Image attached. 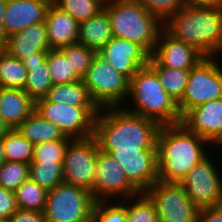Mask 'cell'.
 Instances as JSON below:
<instances>
[{
	"label": "cell",
	"mask_w": 222,
	"mask_h": 222,
	"mask_svg": "<svg viewBox=\"0 0 222 222\" xmlns=\"http://www.w3.org/2000/svg\"><path fill=\"white\" fill-rule=\"evenodd\" d=\"M29 179V164L5 161L0 166V186L14 192L24 181Z\"/></svg>",
	"instance_id": "35"
},
{
	"label": "cell",
	"mask_w": 222,
	"mask_h": 222,
	"mask_svg": "<svg viewBox=\"0 0 222 222\" xmlns=\"http://www.w3.org/2000/svg\"><path fill=\"white\" fill-rule=\"evenodd\" d=\"M28 69L20 59L0 49V87L24 89Z\"/></svg>",
	"instance_id": "27"
},
{
	"label": "cell",
	"mask_w": 222,
	"mask_h": 222,
	"mask_svg": "<svg viewBox=\"0 0 222 222\" xmlns=\"http://www.w3.org/2000/svg\"><path fill=\"white\" fill-rule=\"evenodd\" d=\"M11 128L4 122V120L0 116V138H4Z\"/></svg>",
	"instance_id": "44"
},
{
	"label": "cell",
	"mask_w": 222,
	"mask_h": 222,
	"mask_svg": "<svg viewBox=\"0 0 222 222\" xmlns=\"http://www.w3.org/2000/svg\"><path fill=\"white\" fill-rule=\"evenodd\" d=\"M17 209L14 192L0 186V221H7Z\"/></svg>",
	"instance_id": "39"
},
{
	"label": "cell",
	"mask_w": 222,
	"mask_h": 222,
	"mask_svg": "<svg viewBox=\"0 0 222 222\" xmlns=\"http://www.w3.org/2000/svg\"><path fill=\"white\" fill-rule=\"evenodd\" d=\"M44 23L50 49H60L77 43L79 23L52 3L47 9Z\"/></svg>",
	"instance_id": "20"
},
{
	"label": "cell",
	"mask_w": 222,
	"mask_h": 222,
	"mask_svg": "<svg viewBox=\"0 0 222 222\" xmlns=\"http://www.w3.org/2000/svg\"><path fill=\"white\" fill-rule=\"evenodd\" d=\"M6 161L3 138H0V166Z\"/></svg>",
	"instance_id": "45"
},
{
	"label": "cell",
	"mask_w": 222,
	"mask_h": 222,
	"mask_svg": "<svg viewBox=\"0 0 222 222\" xmlns=\"http://www.w3.org/2000/svg\"><path fill=\"white\" fill-rule=\"evenodd\" d=\"M48 51L34 53V56L21 59V62L28 69L27 81L24 91L35 101L43 98L52 88L47 63Z\"/></svg>",
	"instance_id": "23"
},
{
	"label": "cell",
	"mask_w": 222,
	"mask_h": 222,
	"mask_svg": "<svg viewBox=\"0 0 222 222\" xmlns=\"http://www.w3.org/2000/svg\"><path fill=\"white\" fill-rule=\"evenodd\" d=\"M216 57H205L190 69L182 99L177 103L183 116L207 101L222 98V66Z\"/></svg>",
	"instance_id": "8"
},
{
	"label": "cell",
	"mask_w": 222,
	"mask_h": 222,
	"mask_svg": "<svg viewBox=\"0 0 222 222\" xmlns=\"http://www.w3.org/2000/svg\"><path fill=\"white\" fill-rule=\"evenodd\" d=\"M144 193L154 203L159 222H196L199 208L179 183L158 180Z\"/></svg>",
	"instance_id": "12"
},
{
	"label": "cell",
	"mask_w": 222,
	"mask_h": 222,
	"mask_svg": "<svg viewBox=\"0 0 222 222\" xmlns=\"http://www.w3.org/2000/svg\"><path fill=\"white\" fill-rule=\"evenodd\" d=\"M209 155L195 165L179 183L198 208L222 205L221 164L216 163L218 161L214 160L215 156H211V153Z\"/></svg>",
	"instance_id": "10"
},
{
	"label": "cell",
	"mask_w": 222,
	"mask_h": 222,
	"mask_svg": "<svg viewBox=\"0 0 222 222\" xmlns=\"http://www.w3.org/2000/svg\"><path fill=\"white\" fill-rule=\"evenodd\" d=\"M98 107H75L67 103L47 101L44 97L35 100V111L61 129L66 137L83 139L94 134Z\"/></svg>",
	"instance_id": "9"
},
{
	"label": "cell",
	"mask_w": 222,
	"mask_h": 222,
	"mask_svg": "<svg viewBox=\"0 0 222 222\" xmlns=\"http://www.w3.org/2000/svg\"><path fill=\"white\" fill-rule=\"evenodd\" d=\"M69 141L57 140L34 145L32 161H64L65 150Z\"/></svg>",
	"instance_id": "38"
},
{
	"label": "cell",
	"mask_w": 222,
	"mask_h": 222,
	"mask_svg": "<svg viewBox=\"0 0 222 222\" xmlns=\"http://www.w3.org/2000/svg\"><path fill=\"white\" fill-rule=\"evenodd\" d=\"M160 125L151 119L128 112L123 107L101 108L94 124L99 149H157Z\"/></svg>",
	"instance_id": "2"
},
{
	"label": "cell",
	"mask_w": 222,
	"mask_h": 222,
	"mask_svg": "<svg viewBox=\"0 0 222 222\" xmlns=\"http://www.w3.org/2000/svg\"><path fill=\"white\" fill-rule=\"evenodd\" d=\"M122 201L127 205L129 222H159L156 207L144 192Z\"/></svg>",
	"instance_id": "33"
},
{
	"label": "cell",
	"mask_w": 222,
	"mask_h": 222,
	"mask_svg": "<svg viewBox=\"0 0 222 222\" xmlns=\"http://www.w3.org/2000/svg\"><path fill=\"white\" fill-rule=\"evenodd\" d=\"M46 58L53 85L82 80L72 69L70 61L58 49H50Z\"/></svg>",
	"instance_id": "31"
},
{
	"label": "cell",
	"mask_w": 222,
	"mask_h": 222,
	"mask_svg": "<svg viewBox=\"0 0 222 222\" xmlns=\"http://www.w3.org/2000/svg\"><path fill=\"white\" fill-rule=\"evenodd\" d=\"M148 65L157 73L165 91L178 103L185 92L190 69L164 67L151 55Z\"/></svg>",
	"instance_id": "26"
},
{
	"label": "cell",
	"mask_w": 222,
	"mask_h": 222,
	"mask_svg": "<svg viewBox=\"0 0 222 222\" xmlns=\"http://www.w3.org/2000/svg\"><path fill=\"white\" fill-rule=\"evenodd\" d=\"M98 145L94 136L71 139L63 162V183L82 187L92 193L97 164Z\"/></svg>",
	"instance_id": "11"
},
{
	"label": "cell",
	"mask_w": 222,
	"mask_h": 222,
	"mask_svg": "<svg viewBox=\"0 0 222 222\" xmlns=\"http://www.w3.org/2000/svg\"><path fill=\"white\" fill-rule=\"evenodd\" d=\"M16 129L33 145L49 141L71 140L59 127L43 118L35 110Z\"/></svg>",
	"instance_id": "24"
},
{
	"label": "cell",
	"mask_w": 222,
	"mask_h": 222,
	"mask_svg": "<svg viewBox=\"0 0 222 222\" xmlns=\"http://www.w3.org/2000/svg\"><path fill=\"white\" fill-rule=\"evenodd\" d=\"M151 56L162 66L168 68L191 69L205 57L181 40L174 38L164 28Z\"/></svg>",
	"instance_id": "17"
},
{
	"label": "cell",
	"mask_w": 222,
	"mask_h": 222,
	"mask_svg": "<svg viewBox=\"0 0 222 222\" xmlns=\"http://www.w3.org/2000/svg\"><path fill=\"white\" fill-rule=\"evenodd\" d=\"M14 194L18 209L44 212L48 191L37 182L27 179Z\"/></svg>",
	"instance_id": "29"
},
{
	"label": "cell",
	"mask_w": 222,
	"mask_h": 222,
	"mask_svg": "<svg viewBox=\"0 0 222 222\" xmlns=\"http://www.w3.org/2000/svg\"><path fill=\"white\" fill-rule=\"evenodd\" d=\"M104 4L108 1V0H101Z\"/></svg>",
	"instance_id": "46"
},
{
	"label": "cell",
	"mask_w": 222,
	"mask_h": 222,
	"mask_svg": "<svg viewBox=\"0 0 222 222\" xmlns=\"http://www.w3.org/2000/svg\"><path fill=\"white\" fill-rule=\"evenodd\" d=\"M6 3L7 0H0V49L4 48L8 38L4 28V12H5Z\"/></svg>",
	"instance_id": "42"
},
{
	"label": "cell",
	"mask_w": 222,
	"mask_h": 222,
	"mask_svg": "<svg viewBox=\"0 0 222 222\" xmlns=\"http://www.w3.org/2000/svg\"><path fill=\"white\" fill-rule=\"evenodd\" d=\"M52 0H7L4 28L7 37L26 27L44 22Z\"/></svg>",
	"instance_id": "18"
},
{
	"label": "cell",
	"mask_w": 222,
	"mask_h": 222,
	"mask_svg": "<svg viewBox=\"0 0 222 222\" xmlns=\"http://www.w3.org/2000/svg\"><path fill=\"white\" fill-rule=\"evenodd\" d=\"M163 28L204 57L222 53V5H185L163 24Z\"/></svg>",
	"instance_id": "3"
},
{
	"label": "cell",
	"mask_w": 222,
	"mask_h": 222,
	"mask_svg": "<svg viewBox=\"0 0 222 222\" xmlns=\"http://www.w3.org/2000/svg\"><path fill=\"white\" fill-rule=\"evenodd\" d=\"M111 202V203H110ZM117 202V203H116ZM95 202L92 219L94 222H129L127 205L122 200Z\"/></svg>",
	"instance_id": "36"
},
{
	"label": "cell",
	"mask_w": 222,
	"mask_h": 222,
	"mask_svg": "<svg viewBox=\"0 0 222 222\" xmlns=\"http://www.w3.org/2000/svg\"><path fill=\"white\" fill-rule=\"evenodd\" d=\"M35 101L23 90L0 87V116L16 129L33 111Z\"/></svg>",
	"instance_id": "21"
},
{
	"label": "cell",
	"mask_w": 222,
	"mask_h": 222,
	"mask_svg": "<svg viewBox=\"0 0 222 222\" xmlns=\"http://www.w3.org/2000/svg\"><path fill=\"white\" fill-rule=\"evenodd\" d=\"M109 15L114 37L133 41L150 55L163 24L137 0H108L103 7Z\"/></svg>",
	"instance_id": "5"
},
{
	"label": "cell",
	"mask_w": 222,
	"mask_h": 222,
	"mask_svg": "<svg viewBox=\"0 0 222 222\" xmlns=\"http://www.w3.org/2000/svg\"><path fill=\"white\" fill-rule=\"evenodd\" d=\"M113 37L108 12L103 8L79 23L77 43L99 53Z\"/></svg>",
	"instance_id": "22"
},
{
	"label": "cell",
	"mask_w": 222,
	"mask_h": 222,
	"mask_svg": "<svg viewBox=\"0 0 222 222\" xmlns=\"http://www.w3.org/2000/svg\"><path fill=\"white\" fill-rule=\"evenodd\" d=\"M44 98L50 102L67 103L75 107H97L92 101L83 80L53 85Z\"/></svg>",
	"instance_id": "25"
},
{
	"label": "cell",
	"mask_w": 222,
	"mask_h": 222,
	"mask_svg": "<svg viewBox=\"0 0 222 222\" xmlns=\"http://www.w3.org/2000/svg\"><path fill=\"white\" fill-rule=\"evenodd\" d=\"M7 222H46L44 212L17 209Z\"/></svg>",
	"instance_id": "40"
},
{
	"label": "cell",
	"mask_w": 222,
	"mask_h": 222,
	"mask_svg": "<svg viewBox=\"0 0 222 222\" xmlns=\"http://www.w3.org/2000/svg\"><path fill=\"white\" fill-rule=\"evenodd\" d=\"M3 50L20 60L34 56V53L49 51L45 23L31 25L10 35Z\"/></svg>",
	"instance_id": "19"
},
{
	"label": "cell",
	"mask_w": 222,
	"mask_h": 222,
	"mask_svg": "<svg viewBox=\"0 0 222 222\" xmlns=\"http://www.w3.org/2000/svg\"><path fill=\"white\" fill-rule=\"evenodd\" d=\"M181 123L218 150L222 146V98L207 101L188 110ZM222 149V148H221Z\"/></svg>",
	"instance_id": "15"
},
{
	"label": "cell",
	"mask_w": 222,
	"mask_h": 222,
	"mask_svg": "<svg viewBox=\"0 0 222 222\" xmlns=\"http://www.w3.org/2000/svg\"><path fill=\"white\" fill-rule=\"evenodd\" d=\"M97 54L129 80L140 68L148 65L150 57L138 43L114 36Z\"/></svg>",
	"instance_id": "16"
},
{
	"label": "cell",
	"mask_w": 222,
	"mask_h": 222,
	"mask_svg": "<svg viewBox=\"0 0 222 222\" xmlns=\"http://www.w3.org/2000/svg\"><path fill=\"white\" fill-rule=\"evenodd\" d=\"M196 222H222V205L199 208Z\"/></svg>",
	"instance_id": "41"
},
{
	"label": "cell",
	"mask_w": 222,
	"mask_h": 222,
	"mask_svg": "<svg viewBox=\"0 0 222 222\" xmlns=\"http://www.w3.org/2000/svg\"><path fill=\"white\" fill-rule=\"evenodd\" d=\"M209 144L182 123L160 126L156 139L158 180L180 183L211 152L208 147L214 149Z\"/></svg>",
	"instance_id": "1"
},
{
	"label": "cell",
	"mask_w": 222,
	"mask_h": 222,
	"mask_svg": "<svg viewBox=\"0 0 222 222\" xmlns=\"http://www.w3.org/2000/svg\"><path fill=\"white\" fill-rule=\"evenodd\" d=\"M6 161L30 164L33 160L34 145L23 137L17 129H11L3 138Z\"/></svg>",
	"instance_id": "30"
},
{
	"label": "cell",
	"mask_w": 222,
	"mask_h": 222,
	"mask_svg": "<svg viewBox=\"0 0 222 222\" xmlns=\"http://www.w3.org/2000/svg\"><path fill=\"white\" fill-rule=\"evenodd\" d=\"M70 61L72 69L82 79L97 53L79 43L58 49Z\"/></svg>",
	"instance_id": "34"
},
{
	"label": "cell",
	"mask_w": 222,
	"mask_h": 222,
	"mask_svg": "<svg viewBox=\"0 0 222 222\" xmlns=\"http://www.w3.org/2000/svg\"><path fill=\"white\" fill-rule=\"evenodd\" d=\"M141 193L126 177L119 163L107 152L99 150L94 177L93 199L98 201L125 200Z\"/></svg>",
	"instance_id": "13"
},
{
	"label": "cell",
	"mask_w": 222,
	"mask_h": 222,
	"mask_svg": "<svg viewBox=\"0 0 222 222\" xmlns=\"http://www.w3.org/2000/svg\"><path fill=\"white\" fill-rule=\"evenodd\" d=\"M185 5L190 6H214L222 5V0H183Z\"/></svg>",
	"instance_id": "43"
},
{
	"label": "cell",
	"mask_w": 222,
	"mask_h": 222,
	"mask_svg": "<svg viewBox=\"0 0 222 222\" xmlns=\"http://www.w3.org/2000/svg\"><path fill=\"white\" fill-rule=\"evenodd\" d=\"M52 4L78 23L92 18L104 7L101 0H52Z\"/></svg>",
	"instance_id": "32"
},
{
	"label": "cell",
	"mask_w": 222,
	"mask_h": 222,
	"mask_svg": "<svg viewBox=\"0 0 222 222\" xmlns=\"http://www.w3.org/2000/svg\"><path fill=\"white\" fill-rule=\"evenodd\" d=\"M63 162L31 161L29 164V178L45 190L50 191L63 183Z\"/></svg>",
	"instance_id": "28"
},
{
	"label": "cell",
	"mask_w": 222,
	"mask_h": 222,
	"mask_svg": "<svg viewBox=\"0 0 222 222\" xmlns=\"http://www.w3.org/2000/svg\"><path fill=\"white\" fill-rule=\"evenodd\" d=\"M128 98L133 103L122 106L128 112L156 121L160 126L181 123L177 102L165 91L157 73L142 67L130 79Z\"/></svg>",
	"instance_id": "4"
},
{
	"label": "cell",
	"mask_w": 222,
	"mask_h": 222,
	"mask_svg": "<svg viewBox=\"0 0 222 222\" xmlns=\"http://www.w3.org/2000/svg\"><path fill=\"white\" fill-rule=\"evenodd\" d=\"M149 13L164 24L173 14L181 10L183 0H137Z\"/></svg>",
	"instance_id": "37"
},
{
	"label": "cell",
	"mask_w": 222,
	"mask_h": 222,
	"mask_svg": "<svg viewBox=\"0 0 222 222\" xmlns=\"http://www.w3.org/2000/svg\"><path fill=\"white\" fill-rule=\"evenodd\" d=\"M94 204L90 191L61 183L48 191L44 210L46 222H87L92 219Z\"/></svg>",
	"instance_id": "7"
},
{
	"label": "cell",
	"mask_w": 222,
	"mask_h": 222,
	"mask_svg": "<svg viewBox=\"0 0 222 222\" xmlns=\"http://www.w3.org/2000/svg\"><path fill=\"white\" fill-rule=\"evenodd\" d=\"M110 154L125 171L127 179L145 192L158 181L157 149H99Z\"/></svg>",
	"instance_id": "14"
},
{
	"label": "cell",
	"mask_w": 222,
	"mask_h": 222,
	"mask_svg": "<svg viewBox=\"0 0 222 222\" xmlns=\"http://www.w3.org/2000/svg\"><path fill=\"white\" fill-rule=\"evenodd\" d=\"M82 80L92 101L99 109L122 107L126 105L125 100L129 102L130 80L116 71L98 54Z\"/></svg>",
	"instance_id": "6"
}]
</instances>
